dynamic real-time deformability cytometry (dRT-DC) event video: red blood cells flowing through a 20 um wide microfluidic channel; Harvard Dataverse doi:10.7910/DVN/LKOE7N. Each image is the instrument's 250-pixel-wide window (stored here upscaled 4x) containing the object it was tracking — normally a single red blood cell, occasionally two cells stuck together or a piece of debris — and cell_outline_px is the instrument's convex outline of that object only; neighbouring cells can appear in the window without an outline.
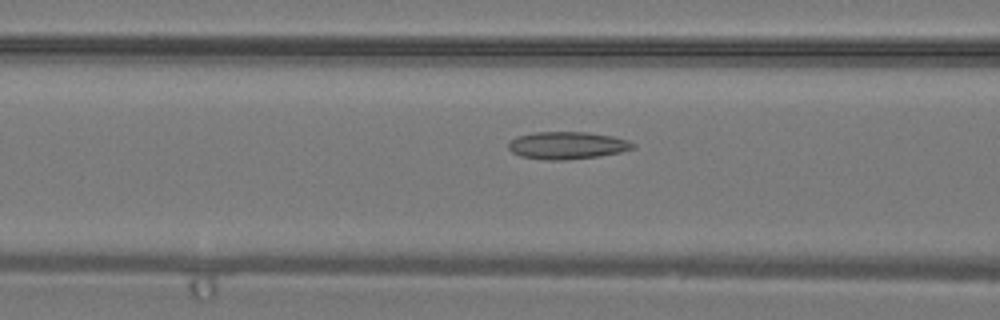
{"species": "common noctule bat (a hibernating species)", "species_latin": "Nyctalus noctula", "temperature_condition": "warm", "stored_images_in_passage": 31, "camera_frame_rate_fps": 3000, "um_per_image_px": 0.085, "animal": {"sex": "male", "body_mass_g": 19.2, "forearm_length_mm": 51.8}, "frame": {"image": 1, "passage_image": 8, "time_ms": 2.333, "image_size_px": [1000, 320], "cell_outline_px": [[636, 148], [620, 152], [600, 156], [568, 160], [544, 160], [520, 156], [512, 152], [508, 148], [508, 144], [516, 136], [532, 132], [588, 132], [612, 136], [628, 140], [636, 144]], "centroid_in_image_um": [48.22, 12.36], "position_along_channel_um": 118.4, "area_um2": 20.11}}
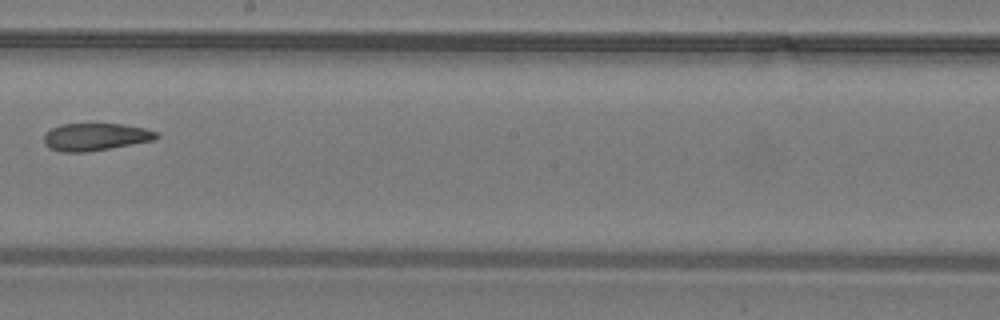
{"frame": {"image": 2, "passage_image": 15, "time_ms": 4.667, "image_size_px": [1000, 320], "cell_outline_px": [[160, 136], [156, 140], [84, 152], [60, 152], [48, 148], [44, 144], [44, 136], [52, 128], [60, 124], [124, 124], [144, 128], [156, 132]], "centroid_in_image_um": [8.11, 11.63], "position_along_channel_um": 240.1, "area_um2": 17.92}}
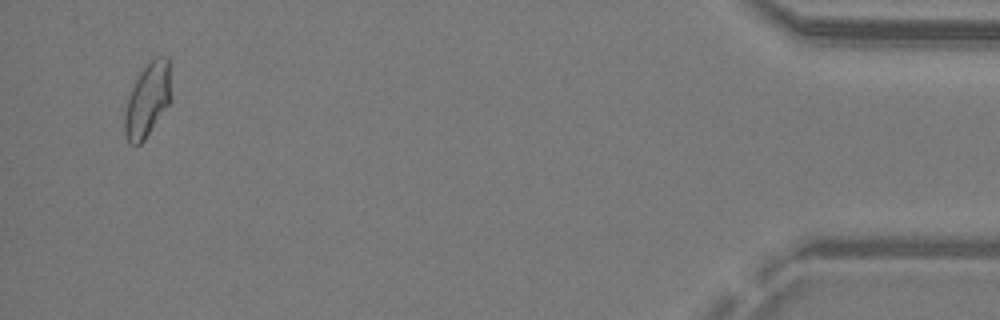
{"frame": {"image": 3, "passage_image": 30, "time_ms": 9.667, "image_size_px": [1000, 320], "cell_outline_px": [[172, 60], [168, 104], [144, 140], [140, 144], [128, 144], [124, 132], [124, 112], [128, 96], [140, 72], [148, 60], [156, 56], [168, 56]], "centroid_in_image_um": [12.53, 8.42], "position_along_channel_um": 422.7, "area_um2": 20.11}}